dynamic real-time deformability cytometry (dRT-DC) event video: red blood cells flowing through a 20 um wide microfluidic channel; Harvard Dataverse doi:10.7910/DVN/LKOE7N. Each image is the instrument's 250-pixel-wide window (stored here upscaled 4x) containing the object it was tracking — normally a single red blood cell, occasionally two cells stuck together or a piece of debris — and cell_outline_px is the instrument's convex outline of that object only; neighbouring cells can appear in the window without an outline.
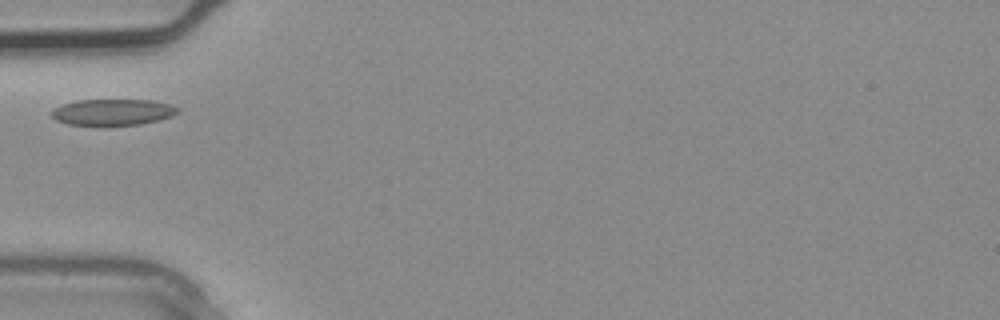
{"species": "common noctule bat (a hibernating species)", "species_latin": "Nyctalus noctula", "temperature_condition": "warm", "stored_images_in_passage": 3, "camera_frame_rate_fps": 3000, "um_per_image_px": 0.085, "animal": {"sex": "male", "body_mass_g": 20.4}, "frame": {"image": 1, "passage_image": 3, "time_ms": 0.667, "image_size_px": [1000, 320], "cell_outline_px": [[180, 112], [172, 116], [160, 120], [140, 124], [104, 128], [96, 128], [68, 124], [56, 120], [48, 112], [52, 108], [76, 100], [152, 100], [168, 104], [180, 108]], "centroid_in_image_um": [9.54, 9.58], "position_along_channel_um": 75.5, "area_um2": 20.29}}